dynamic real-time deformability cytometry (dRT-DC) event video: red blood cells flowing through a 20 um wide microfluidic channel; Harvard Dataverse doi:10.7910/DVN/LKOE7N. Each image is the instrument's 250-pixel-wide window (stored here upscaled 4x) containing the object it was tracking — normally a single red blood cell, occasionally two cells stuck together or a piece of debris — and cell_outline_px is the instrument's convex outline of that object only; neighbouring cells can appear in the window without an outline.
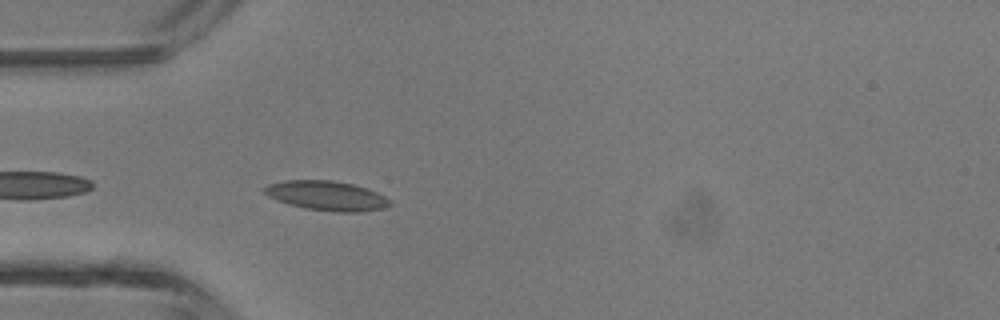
{"species": "common noctule bat (a hibernating species)", "species_latin": "Nyctalus noctula", "temperature_condition": "room temperature", "stored_images_in_passage": 4, "camera_frame_rate_fps": 3000, "um_per_image_px": 0.085, "animal": {"sex": "male", "body_mass_g": 13.3}, "frame": {"image": 1, "passage_image": 4, "time_ms": 3.333, "image_size_px": [1000, 320], "cell_outline_px": [[392, 204], [384, 208], [360, 212], [336, 212], [304, 208], [288, 204], [276, 200], [268, 196], [260, 188], [268, 184], [284, 180], [332, 180], [352, 184], [368, 188], [392, 200]], "centroid_in_image_um": [27.75, 16.63], "position_along_channel_um": 57.2, "area_um2": 21.85}}